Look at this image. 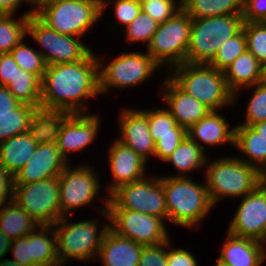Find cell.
Returning a JSON list of instances; mask_svg holds the SVG:
<instances>
[{"instance_id": "cell-1", "label": "cell", "mask_w": 266, "mask_h": 266, "mask_svg": "<svg viewBox=\"0 0 266 266\" xmlns=\"http://www.w3.org/2000/svg\"><path fill=\"white\" fill-rule=\"evenodd\" d=\"M99 95L98 60L94 49L78 62L47 65L41 81L40 106L89 113L88 99H97Z\"/></svg>"}, {"instance_id": "cell-2", "label": "cell", "mask_w": 266, "mask_h": 266, "mask_svg": "<svg viewBox=\"0 0 266 266\" xmlns=\"http://www.w3.org/2000/svg\"><path fill=\"white\" fill-rule=\"evenodd\" d=\"M96 210L108 221H105L102 227L98 224L100 221L102 223L100 216L97 219L94 217L76 222L70 221V216H65L53 224L60 266H67L68 261L72 260L85 264L95 262L104 234L109 229L107 207L97 206Z\"/></svg>"}, {"instance_id": "cell-3", "label": "cell", "mask_w": 266, "mask_h": 266, "mask_svg": "<svg viewBox=\"0 0 266 266\" xmlns=\"http://www.w3.org/2000/svg\"><path fill=\"white\" fill-rule=\"evenodd\" d=\"M194 177L160 176L163 184L167 224L198 230L215 207L208 195L205 179L200 183Z\"/></svg>"}, {"instance_id": "cell-4", "label": "cell", "mask_w": 266, "mask_h": 266, "mask_svg": "<svg viewBox=\"0 0 266 266\" xmlns=\"http://www.w3.org/2000/svg\"><path fill=\"white\" fill-rule=\"evenodd\" d=\"M214 158L208 157L203 174L214 207L227 198L240 200L265 180L255 167L242 162L234 154Z\"/></svg>"}, {"instance_id": "cell-5", "label": "cell", "mask_w": 266, "mask_h": 266, "mask_svg": "<svg viewBox=\"0 0 266 266\" xmlns=\"http://www.w3.org/2000/svg\"><path fill=\"white\" fill-rule=\"evenodd\" d=\"M167 75L187 94L210 110L234 107V94L229 90L224 72L206 64L183 63Z\"/></svg>"}, {"instance_id": "cell-6", "label": "cell", "mask_w": 266, "mask_h": 266, "mask_svg": "<svg viewBox=\"0 0 266 266\" xmlns=\"http://www.w3.org/2000/svg\"><path fill=\"white\" fill-rule=\"evenodd\" d=\"M120 53L109 62L106 61V64L105 59L97 55L100 96L111 92L113 88L126 91L128 88L140 87L149 82L155 72L162 73L163 69L145 49L143 52L139 50Z\"/></svg>"}, {"instance_id": "cell-7", "label": "cell", "mask_w": 266, "mask_h": 266, "mask_svg": "<svg viewBox=\"0 0 266 266\" xmlns=\"http://www.w3.org/2000/svg\"><path fill=\"white\" fill-rule=\"evenodd\" d=\"M35 15L58 33L84 37L100 21L101 0H55Z\"/></svg>"}, {"instance_id": "cell-8", "label": "cell", "mask_w": 266, "mask_h": 266, "mask_svg": "<svg viewBox=\"0 0 266 266\" xmlns=\"http://www.w3.org/2000/svg\"><path fill=\"white\" fill-rule=\"evenodd\" d=\"M242 15L192 19L186 63L208 65L220 46L243 29Z\"/></svg>"}, {"instance_id": "cell-9", "label": "cell", "mask_w": 266, "mask_h": 266, "mask_svg": "<svg viewBox=\"0 0 266 266\" xmlns=\"http://www.w3.org/2000/svg\"><path fill=\"white\" fill-rule=\"evenodd\" d=\"M84 163L71 166V162L59 175L60 208L63 217L73 216V212L76 213L80 207L90 205V209H95L96 197L100 198L98 200L103 202L104 207L108 205V195L99 192L104 185H101L102 178L95 170L96 167L89 165L90 162Z\"/></svg>"}, {"instance_id": "cell-10", "label": "cell", "mask_w": 266, "mask_h": 266, "mask_svg": "<svg viewBox=\"0 0 266 266\" xmlns=\"http://www.w3.org/2000/svg\"><path fill=\"white\" fill-rule=\"evenodd\" d=\"M191 28L192 18L183 9L159 24L146 52L163 69V74L186 62Z\"/></svg>"}, {"instance_id": "cell-11", "label": "cell", "mask_w": 266, "mask_h": 266, "mask_svg": "<svg viewBox=\"0 0 266 266\" xmlns=\"http://www.w3.org/2000/svg\"><path fill=\"white\" fill-rule=\"evenodd\" d=\"M107 210H133L162 218L167 208L160 176L148 174L142 180L120 185L108 195Z\"/></svg>"}, {"instance_id": "cell-12", "label": "cell", "mask_w": 266, "mask_h": 266, "mask_svg": "<svg viewBox=\"0 0 266 266\" xmlns=\"http://www.w3.org/2000/svg\"><path fill=\"white\" fill-rule=\"evenodd\" d=\"M34 41L47 65L74 63L83 60L91 51L80 37L61 34L49 28L35 14L29 16L27 38Z\"/></svg>"}, {"instance_id": "cell-13", "label": "cell", "mask_w": 266, "mask_h": 266, "mask_svg": "<svg viewBox=\"0 0 266 266\" xmlns=\"http://www.w3.org/2000/svg\"><path fill=\"white\" fill-rule=\"evenodd\" d=\"M13 201L40 225H53L63 217L59 176L28 184H15Z\"/></svg>"}, {"instance_id": "cell-14", "label": "cell", "mask_w": 266, "mask_h": 266, "mask_svg": "<svg viewBox=\"0 0 266 266\" xmlns=\"http://www.w3.org/2000/svg\"><path fill=\"white\" fill-rule=\"evenodd\" d=\"M109 228L119 236L142 245H155L168 241L169 226L162 219L133 210H107Z\"/></svg>"}, {"instance_id": "cell-15", "label": "cell", "mask_w": 266, "mask_h": 266, "mask_svg": "<svg viewBox=\"0 0 266 266\" xmlns=\"http://www.w3.org/2000/svg\"><path fill=\"white\" fill-rule=\"evenodd\" d=\"M240 199L227 231L262 242L266 234V180Z\"/></svg>"}, {"instance_id": "cell-16", "label": "cell", "mask_w": 266, "mask_h": 266, "mask_svg": "<svg viewBox=\"0 0 266 266\" xmlns=\"http://www.w3.org/2000/svg\"><path fill=\"white\" fill-rule=\"evenodd\" d=\"M101 118L96 113H72L61 127L56 140L57 148L70 164L71 155L89 147L101 132ZM96 138V139H95ZM71 156V157H70Z\"/></svg>"}, {"instance_id": "cell-17", "label": "cell", "mask_w": 266, "mask_h": 266, "mask_svg": "<svg viewBox=\"0 0 266 266\" xmlns=\"http://www.w3.org/2000/svg\"><path fill=\"white\" fill-rule=\"evenodd\" d=\"M106 154L112 180L105 186L107 195L120 185L142 180L150 174L147 172L148 162L116 138Z\"/></svg>"}, {"instance_id": "cell-18", "label": "cell", "mask_w": 266, "mask_h": 266, "mask_svg": "<svg viewBox=\"0 0 266 266\" xmlns=\"http://www.w3.org/2000/svg\"><path fill=\"white\" fill-rule=\"evenodd\" d=\"M131 107L121 108L117 114L120 133L116 139L150 162L155 154V142L150 134L148 116L143 108Z\"/></svg>"}, {"instance_id": "cell-19", "label": "cell", "mask_w": 266, "mask_h": 266, "mask_svg": "<svg viewBox=\"0 0 266 266\" xmlns=\"http://www.w3.org/2000/svg\"><path fill=\"white\" fill-rule=\"evenodd\" d=\"M163 106L146 108L150 134L155 142L154 158L164 162L187 136V130L179 126L171 113Z\"/></svg>"}, {"instance_id": "cell-20", "label": "cell", "mask_w": 266, "mask_h": 266, "mask_svg": "<svg viewBox=\"0 0 266 266\" xmlns=\"http://www.w3.org/2000/svg\"><path fill=\"white\" fill-rule=\"evenodd\" d=\"M162 77L159 89L162 102L179 126L187 130L210 112L207 106L183 91L167 74Z\"/></svg>"}, {"instance_id": "cell-21", "label": "cell", "mask_w": 266, "mask_h": 266, "mask_svg": "<svg viewBox=\"0 0 266 266\" xmlns=\"http://www.w3.org/2000/svg\"><path fill=\"white\" fill-rule=\"evenodd\" d=\"M68 164L56 143L38 144L28 162L14 177L15 184H28L59 176Z\"/></svg>"}, {"instance_id": "cell-22", "label": "cell", "mask_w": 266, "mask_h": 266, "mask_svg": "<svg viewBox=\"0 0 266 266\" xmlns=\"http://www.w3.org/2000/svg\"><path fill=\"white\" fill-rule=\"evenodd\" d=\"M226 119V116L219 113V110H210L205 117L187 129V136L204 151L208 150L207 145L213 146L212 149L216 146L224 148L225 144L234 147L235 125L231 126L233 124Z\"/></svg>"}, {"instance_id": "cell-23", "label": "cell", "mask_w": 266, "mask_h": 266, "mask_svg": "<svg viewBox=\"0 0 266 266\" xmlns=\"http://www.w3.org/2000/svg\"><path fill=\"white\" fill-rule=\"evenodd\" d=\"M217 262L224 266H262L266 261V248L262 242L237 237L226 230Z\"/></svg>"}, {"instance_id": "cell-24", "label": "cell", "mask_w": 266, "mask_h": 266, "mask_svg": "<svg viewBox=\"0 0 266 266\" xmlns=\"http://www.w3.org/2000/svg\"><path fill=\"white\" fill-rule=\"evenodd\" d=\"M143 245L119 236L110 228L105 232L96 262L102 266H138Z\"/></svg>"}, {"instance_id": "cell-25", "label": "cell", "mask_w": 266, "mask_h": 266, "mask_svg": "<svg viewBox=\"0 0 266 266\" xmlns=\"http://www.w3.org/2000/svg\"><path fill=\"white\" fill-rule=\"evenodd\" d=\"M264 65L249 51L239 55L223 72L229 90L237 91L263 81Z\"/></svg>"}, {"instance_id": "cell-26", "label": "cell", "mask_w": 266, "mask_h": 266, "mask_svg": "<svg viewBox=\"0 0 266 266\" xmlns=\"http://www.w3.org/2000/svg\"><path fill=\"white\" fill-rule=\"evenodd\" d=\"M234 148L239 160L266 176V142L250 126L235 125Z\"/></svg>"}, {"instance_id": "cell-27", "label": "cell", "mask_w": 266, "mask_h": 266, "mask_svg": "<svg viewBox=\"0 0 266 266\" xmlns=\"http://www.w3.org/2000/svg\"><path fill=\"white\" fill-rule=\"evenodd\" d=\"M71 114L63 109L36 107L28 133L37 144L56 143L62 125Z\"/></svg>"}, {"instance_id": "cell-28", "label": "cell", "mask_w": 266, "mask_h": 266, "mask_svg": "<svg viewBox=\"0 0 266 266\" xmlns=\"http://www.w3.org/2000/svg\"><path fill=\"white\" fill-rule=\"evenodd\" d=\"M204 151L195 141L186 136L178 147L170 154L164 163L171 164L177 170L171 177H190L196 171H205L208 153ZM190 173V174H189Z\"/></svg>"}, {"instance_id": "cell-29", "label": "cell", "mask_w": 266, "mask_h": 266, "mask_svg": "<svg viewBox=\"0 0 266 266\" xmlns=\"http://www.w3.org/2000/svg\"><path fill=\"white\" fill-rule=\"evenodd\" d=\"M37 145L28 132L2 141L0 143V164L15 177L33 155Z\"/></svg>"}, {"instance_id": "cell-30", "label": "cell", "mask_w": 266, "mask_h": 266, "mask_svg": "<svg viewBox=\"0 0 266 266\" xmlns=\"http://www.w3.org/2000/svg\"><path fill=\"white\" fill-rule=\"evenodd\" d=\"M39 225L15 201L0 207V231L11 241L28 235Z\"/></svg>"}, {"instance_id": "cell-31", "label": "cell", "mask_w": 266, "mask_h": 266, "mask_svg": "<svg viewBox=\"0 0 266 266\" xmlns=\"http://www.w3.org/2000/svg\"><path fill=\"white\" fill-rule=\"evenodd\" d=\"M32 266H60L53 225H39L31 232Z\"/></svg>"}, {"instance_id": "cell-32", "label": "cell", "mask_w": 266, "mask_h": 266, "mask_svg": "<svg viewBox=\"0 0 266 266\" xmlns=\"http://www.w3.org/2000/svg\"><path fill=\"white\" fill-rule=\"evenodd\" d=\"M182 9L192 19L242 15L243 0H187Z\"/></svg>"}, {"instance_id": "cell-33", "label": "cell", "mask_w": 266, "mask_h": 266, "mask_svg": "<svg viewBox=\"0 0 266 266\" xmlns=\"http://www.w3.org/2000/svg\"><path fill=\"white\" fill-rule=\"evenodd\" d=\"M22 14L4 15L0 17V54L10 53L11 50L27 37L29 16L35 14L32 10ZM18 16V18L15 17Z\"/></svg>"}, {"instance_id": "cell-34", "label": "cell", "mask_w": 266, "mask_h": 266, "mask_svg": "<svg viewBox=\"0 0 266 266\" xmlns=\"http://www.w3.org/2000/svg\"><path fill=\"white\" fill-rule=\"evenodd\" d=\"M41 81L37 75L20 68L6 87L19 102L39 107L41 102Z\"/></svg>"}, {"instance_id": "cell-35", "label": "cell", "mask_w": 266, "mask_h": 266, "mask_svg": "<svg viewBox=\"0 0 266 266\" xmlns=\"http://www.w3.org/2000/svg\"><path fill=\"white\" fill-rule=\"evenodd\" d=\"M251 89L253 90L249 92L252 94L246 102L247 106L243 114L245 115V121L242 120L241 123L239 122V124L237 123L236 125L251 126L258 122L266 121V83L263 81L237 91L234 94V106L237 105L236 101L239 100L238 97L241 96L240 94H243L241 92Z\"/></svg>"}, {"instance_id": "cell-36", "label": "cell", "mask_w": 266, "mask_h": 266, "mask_svg": "<svg viewBox=\"0 0 266 266\" xmlns=\"http://www.w3.org/2000/svg\"><path fill=\"white\" fill-rule=\"evenodd\" d=\"M36 107L22 103L10 114H0V143L15 135L28 132Z\"/></svg>"}, {"instance_id": "cell-37", "label": "cell", "mask_w": 266, "mask_h": 266, "mask_svg": "<svg viewBox=\"0 0 266 266\" xmlns=\"http://www.w3.org/2000/svg\"><path fill=\"white\" fill-rule=\"evenodd\" d=\"M160 23L155 21L151 16L144 13L142 10L138 16L123 30V36L127 44L136 45V43H143L142 45L149 46L154 33L158 29Z\"/></svg>"}, {"instance_id": "cell-38", "label": "cell", "mask_w": 266, "mask_h": 266, "mask_svg": "<svg viewBox=\"0 0 266 266\" xmlns=\"http://www.w3.org/2000/svg\"><path fill=\"white\" fill-rule=\"evenodd\" d=\"M25 40L24 38L10 53L21 69L37 75L42 80L47 64L37 48L33 49Z\"/></svg>"}, {"instance_id": "cell-39", "label": "cell", "mask_w": 266, "mask_h": 266, "mask_svg": "<svg viewBox=\"0 0 266 266\" xmlns=\"http://www.w3.org/2000/svg\"><path fill=\"white\" fill-rule=\"evenodd\" d=\"M247 50V41L242 29L238 34L227 39L217 50L212 61L208 64L215 69L224 71L239 55Z\"/></svg>"}, {"instance_id": "cell-40", "label": "cell", "mask_w": 266, "mask_h": 266, "mask_svg": "<svg viewBox=\"0 0 266 266\" xmlns=\"http://www.w3.org/2000/svg\"><path fill=\"white\" fill-rule=\"evenodd\" d=\"M113 2V13L118 23H112V30H117L118 26H122V30L127 27L140 13L141 2L136 0H101V15ZM109 3V4H108ZM120 24V25H119Z\"/></svg>"}, {"instance_id": "cell-41", "label": "cell", "mask_w": 266, "mask_h": 266, "mask_svg": "<svg viewBox=\"0 0 266 266\" xmlns=\"http://www.w3.org/2000/svg\"><path fill=\"white\" fill-rule=\"evenodd\" d=\"M244 33L249 50L263 65L266 64V22L244 23Z\"/></svg>"}, {"instance_id": "cell-42", "label": "cell", "mask_w": 266, "mask_h": 266, "mask_svg": "<svg viewBox=\"0 0 266 266\" xmlns=\"http://www.w3.org/2000/svg\"><path fill=\"white\" fill-rule=\"evenodd\" d=\"M181 9L182 5L177 0H144L141 2V10L158 23L166 22Z\"/></svg>"}, {"instance_id": "cell-43", "label": "cell", "mask_w": 266, "mask_h": 266, "mask_svg": "<svg viewBox=\"0 0 266 266\" xmlns=\"http://www.w3.org/2000/svg\"><path fill=\"white\" fill-rule=\"evenodd\" d=\"M169 240L155 245H143L138 266H167Z\"/></svg>"}, {"instance_id": "cell-44", "label": "cell", "mask_w": 266, "mask_h": 266, "mask_svg": "<svg viewBox=\"0 0 266 266\" xmlns=\"http://www.w3.org/2000/svg\"><path fill=\"white\" fill-rule=\"evenodd\" d=\"M13 261L24 266H32L31 233L11 241L10 249Z\"/></svg>"}, {"instance_id": "cell-45", "label": "cell", "mask_w": 266, "mask_h": 266, "mask_svg": "<svg viewBox=\"0 0 266 266\" xmlns=\"http://www.w3.org/2000/svg\"><path fill=\"white\" fill-rule=\"evenodd\" d=\"M244 23L266 22V0H243Z\"/></svg>"}, {"instance_id": "cell-46", "label": "cell", "mask_w": 266, "mask_h": 266, "mask_svg": "<svg viewBox=\"0 0 266 266\" xmlns=\"http://www.w3.org/2000/svg\"><path fill=\"white\" fill-rule=\"evenodd\" d=\"M167 266H199L197 258L184 247H172L169 239Z\"/></svg>"}, {"instance_id": "cell-47", "label": "cell", "mask_w": 266, "mask_h": 266, "mask_svg": "<svg viewBox=\"0 0 266 266\" xmlns=\"http://www.w3.org/2000/svg\"><path fill=\"white\" fill-rule=\"evenodd\" d=\"M15 179L5 167L0 164V207L13 201Z\"/></svg>"}, {"instance_id": "cell-48", "label": "cell", "mask_w": 266, "mask_h": 266, "mask_svg": "<svg viewBox=\"0 0 266 266\" xmlns=\"http://www.w3.org/2000/svg\"><path fill=\"white\" fill-rule=\"evenodd\" d=\"M19 65L14 60L11 53L0 54V85L6 86L14 78Z\"/></svg>"}, {"instance_id": "cell-49", "label": "cell", "mask_w": 266, "mask_h": 266, "mask_svg": "<svg viewBox=\"0 0 266 266\" xmlns=\"http://www.w3.org/2000/svg\"><path fill=\"white\" fill-rule=\"evenodd\" d=\"M21 104L6 86L0 85V114H10Z\"/></svg>"}, {"instance_id": "cell-50", "label": "cell", "mask_w": 266, "mask_h": 266, "mask_svg": "<svg viewBox=\"0 0 266 266\" xmlns=\"http://www.w3.org/2000/svg\"><path fill=\"white\" fill-rule=\"evenodd\" d=\"M24 4H28L26 0H0V10L5 15H16Z\"/></svg>"}, {"instance_id": "cell-51", "label": "cell", "mask_w": 266, "mask_h": 266, "mask_svg": "<svg viewBox=\"0 0 266 266\" xmlns=\"http://www.w3.org/2000/svg\"><path fill=\"white\" fill-rule=\"evenodd\" d=\"M11 240L0 231V260L6 258L8 252H10Z\"/></svg>"}, {"instance_id": "cell-52", "label": "cell", "mask_w": 266, "mask_h": 266, "mask_svg": "<svg viewBox=\"0 0 266 266\" xmlns=\"http://www.w3.org/2000/svg\"><path fill=\"white\" fill-rule=\"evenodd\" d=\"M29 5V10H32L34 13L38 11L44 5L53 2L55 0H26ZM31 8V9H30Z\"/></svg>"}, {"instance_id": "cell-53", "label": "cell", "mask_w": 266, "mask_h": 266, "mask_svg": "<svg viewBox=\"0 0 266 266\" xmlns=\"http://www.w3.org/2000/svg\"><path fill=\"white\" fill-rule=\"evenodd\" d=\"M250 127L266 142V121L258 122Z\"/></svg>"}, {"instance_id": "cell-54", "label": "cell", "mask_w": 266, "mask_h": 266, "mask_svg": "<svg viewBox=\"0 0 266 266\" xmlns=\"http://www.w3.org/2000/svg\"><path fill=\"white\" fill-rule=\"evenodd\" d=\"M0 266H24L19 264L18 262L13 261L12 259H2L0 260Z\"/></svg>"}, {"instance_id": "cell-55", "label": "cell", "mask_w": 266, "mask_h": 266, "mask_svg": "<svg viewBox=\"0 0 266 266\" xmlns=\"http://www.w3.org/2000/svg\"><path fill=\"white\" fill-rule=\"evenodd\" d=\"M263 82L266 83V64L264 65V70H263Z\"/></svg>"}, {"instance_id": "cell-56", "label": "cell", "mask_w": 266, "mask_h": 266, "mask_svg": "<svg viewBox=\"0 0 266 266\" xmlns=\"http://www.w3.org/2000/svg\"><path fill=\"white\" fill-rule=\"evenodd\" d=\"M262 243H263V245L265 246V248H266V234H265V237H264V239L262 240Z\"/></svg>"}, {"instance_id": "cell-57", "label": "cell", "mask_w": 266, "mask_h": 266, "mask_svg": "<svg viewBox=\"0 0 266 266\" xmlns=\"http://www.w3.org/2000/svg\"><path fill=\"white\" fill-rule=\"evenodd\" d=\"M181 5L185 3L187 0H177Z\"/></svg>"}, {"instance_id": "cell-58", "label": "cell", "mask_w": 266, "mask_h": 266, "mask_svg": "<svg viewBox=\"0 0 266 266\" xmlns=\"http://www.w3.org/2000/svg\"><path fill=\"white\" fill-rule=\"evenodd\" d=\"M213 266H224L216 261V263Z\"/></svg>"}, {"instance_id": "cell-59", "label": "cell", "mask_w": 266, "mask_h": 266, "mask_svg": "<svg viewBox=\"0 0 266 266\" xmlns=\"http://www.w3.org/2000/svg\"><path fill=\"white\" fill-rule=\"evenodd\" d=\"M5 14L0 10V17L4 16Z\"/></svg>"}]
</instances>
